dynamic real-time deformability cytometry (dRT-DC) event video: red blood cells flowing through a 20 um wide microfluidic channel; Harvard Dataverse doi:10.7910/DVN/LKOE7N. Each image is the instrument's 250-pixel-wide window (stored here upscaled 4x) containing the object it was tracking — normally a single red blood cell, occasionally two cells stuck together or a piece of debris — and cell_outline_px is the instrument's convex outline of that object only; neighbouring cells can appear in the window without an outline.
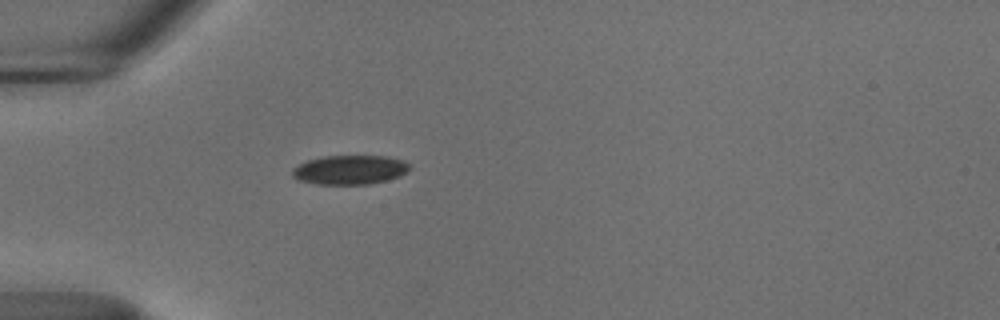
{"species": "common noctule bat (a hibernating species)", "species_latin": "Nyctalus noctula", "temperature_condition": "cold", "stored_images_in_passage": 39, "camera_frame_rate_fps": 3000, "um_per_image_px": 0.085, "animal": {"sex": "male", "body_mass_g": 18.8}, "frame": {"image": 1, "passage_image": 1, "time_ms": 0.0, "image_size_px": [1000, 320], "cell_outline_px": [[412, 168], [400, 176], [388, 180], [368, 184], [316, 184], [296, 180], [292, 176], [292, 168], [308, 160], [324, 156], [388, 156], [404, 160]], "centroid_in_image_um": [29.74, 14.43], "position_along_channel_um": 55.3, "area_um2": 20.11}}
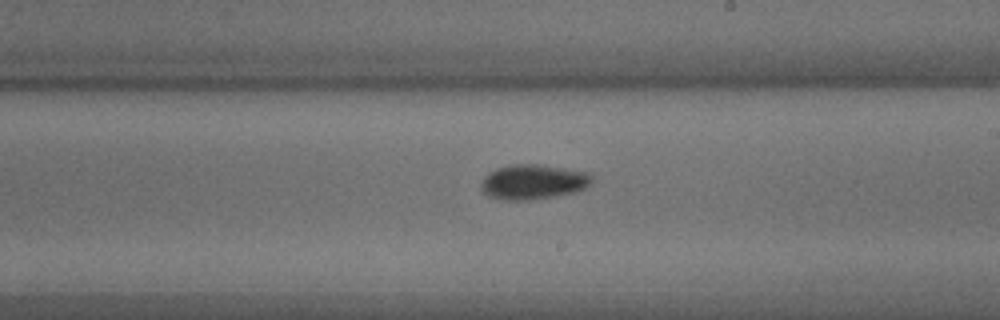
{"frame": {"image": 2, "passage_image": 17, "time_ms": 5.333, "image_size_px": [1000, 320], "cell_outline_px": [[592, 180], [584, 188], [576, 192], [528, 200], [504, 200], [488, 196], [480, 188], [480, 184], [484, 176], [488, 172], [496, 168], [512, 164], [536, 164], [592, 172]], "centroid_in_image_um": [45.29, 15.45], "position_along_channel_um": 243.7, "area_um2": 22.6}}
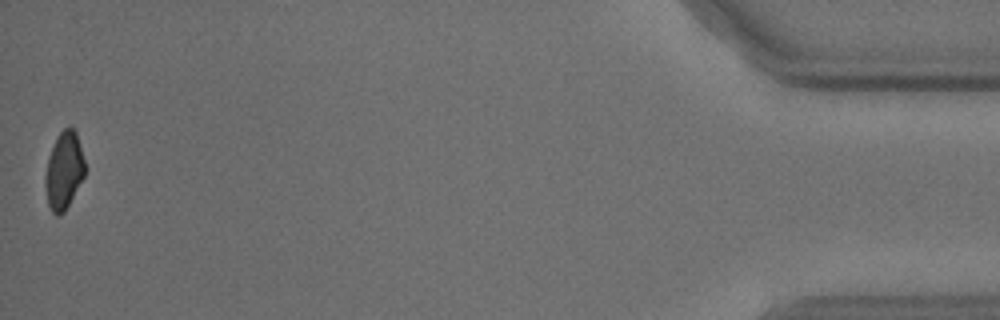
{"frame": {"image": 3, "passage_image": 39, "time_ms": 12.667, "image_size_px": [1000, 320], "cell_outline_px": [[84, 176], [64, 212], [60, 216], [56, 216], [52, 212], [48, 204], [44, 184], [44, 176], [48, 156], [56, 136], [64, 128], [72, 128], [76, 132], [84, 160]], "centroid_in_image_um": [5.4, 14.51], "position_along_channel_um": 429.8, "area_um2": 17.8}, "authors_computed_cell_mechanics": {"area_um2": 20.4612, "velocity_mm_per_s": 3.7031, "shape_relaxation_time_tau1_ms": 3.5022, "shape_relaxation_time_tau2_ms": null, "deformation_change_tau1": 0.0856, "deformation_change_tau2": null}}